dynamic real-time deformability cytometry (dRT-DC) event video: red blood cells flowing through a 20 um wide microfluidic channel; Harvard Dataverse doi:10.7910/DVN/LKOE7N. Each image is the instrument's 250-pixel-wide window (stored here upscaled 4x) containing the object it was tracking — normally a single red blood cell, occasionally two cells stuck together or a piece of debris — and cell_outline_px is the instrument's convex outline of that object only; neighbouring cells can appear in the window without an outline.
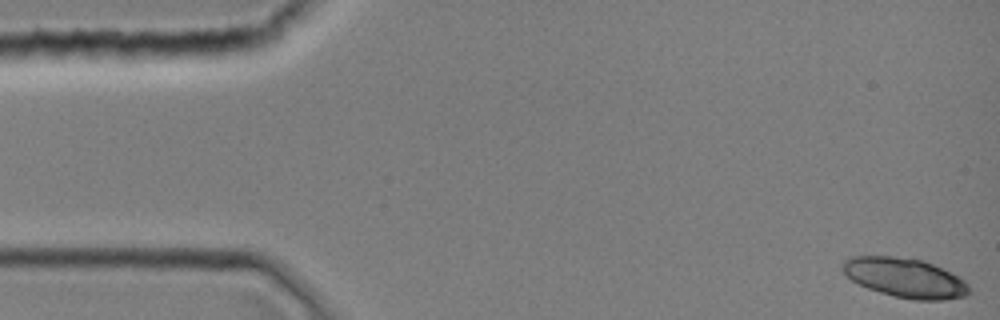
{"species": "common noctule bat (a hibernating species)", "species_latin": "Nyctalus noctula", "temperature_condition": "room temperature", "stored_images_in_passage": 12, "camera_frame_rate_fps": 3000, "um_per_image_px": 0.085, "animal": {"sex": "female", "body_mass_g": 19.0, "forearm_length_mm": 51.5}, "frame": {"image": 1, "passage_image": 1, "time_ms": 0.0, "image_size_px": [1000, 320], "cell_outline_px": [[968, 292], [964, 296], [944, 300], [912, 300], [880, 292], [868, 288], [852, 280], [840, 268], [840, 264], [848, 256], [892, 256], [924, 260], [964, 280], [968, 284]], "centroid_in_image_um": [76.87, 23.6], "position_along_channel_um": 8.1, "area_um2": 28.84}}
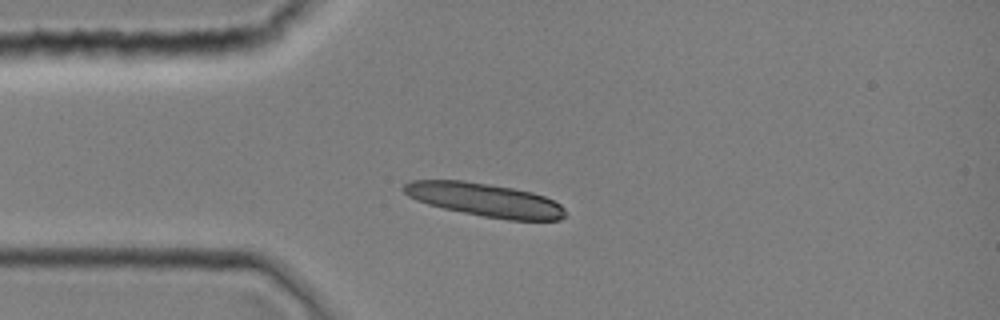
{"frame": {"image": 2, "passage_image": 10, "time_ms": 3.0, "image_size_px": [1000, 320], "cell_outline_px": [[564, 216], [560, 220], [508, 220], [484, 216], [444, 208], [428, 204], [416, 200], [408, 196], [400, 188], [404, 184], [412, 180], [464, 180], [512, 188], [532, 192], [544, 196], [560, 204], [564, 208]], "centroid_in_image_um": [41.18, 16.98], "position_along_channel_um": 43.8, "area_um2": 31.21}}